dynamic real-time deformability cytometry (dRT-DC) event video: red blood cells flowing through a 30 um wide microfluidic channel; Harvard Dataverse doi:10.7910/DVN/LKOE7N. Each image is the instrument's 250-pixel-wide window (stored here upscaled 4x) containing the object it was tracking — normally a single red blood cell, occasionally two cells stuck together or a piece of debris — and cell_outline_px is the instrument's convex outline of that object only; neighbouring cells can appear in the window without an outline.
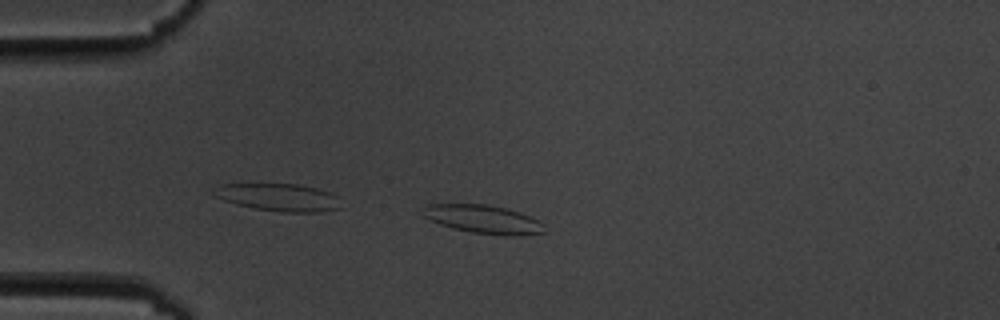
{"species": "common noctule bat (a hibernating species)", "species_latin": "Nyctalus noctula", "temperature_condition": "cold", "stored_images_in_passage": 9, "camera_frame_rate_fps": 3000, "um_per_image_px": 0.085, "animal": {"sex": "male", "body_mass_g": 19.5, "forearm_length_mm": 54.6}, "frame": {"image": 1, "passage_image": 4, "time_ms": 4.0, "image_size_px": [1000, 320], "cell_outline_px": [[548, 232], [520, 236], [504, 236], [472, 232], [452, 228], [440, 224], [424, 216], [424, 204], [488, 204], [508, 208], [520, 212], [544, 224]], "centroid_in_image_um": [41.15, 18.64], "position_along_channel_um": 43.9, "area_um2": 20.29}}
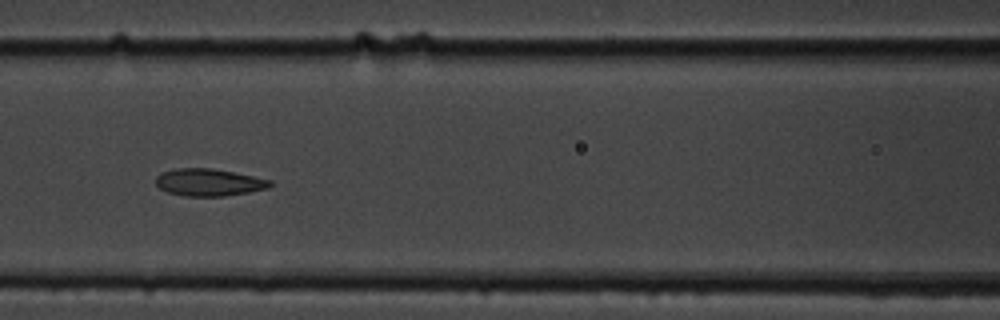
{"frame": {"image": 2, "passage_image": 7, "time_ms": 7.667, "image_size_px": [1000, 320], "cell_outline_px": [[272, 184], [268, 188], [248, 192], [224, 196], [184, 196], [168, 192], [160, 188], [156, 184], [156, 176], [160, 172], [176, 168], [212, 168], [272, 180]], "centroid_in_image_um": [17.72, 15.49], "position_along_channel_um": 148.9, "area_um2": 18.09}}
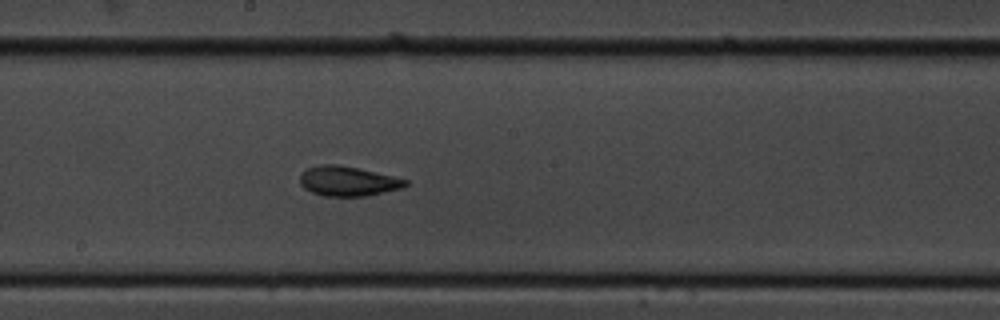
{"frame": {"image": 3, "passage_image": 9, "time_ms": 9.667, "image_size_px": [1000, 320], "cell_outline_px": [[408, 184], [404, 188], [368, 196], [324, 196], [312, 192], [304, 188], [300, 184], [300, 172], [308, 168], [320, 164], [336, 164], [360, 168], [408, 180]], "centroid_in_image_um": [29.58, 15.4], "position_along_channel_um": 218.6, "area_um2": 18.5}}